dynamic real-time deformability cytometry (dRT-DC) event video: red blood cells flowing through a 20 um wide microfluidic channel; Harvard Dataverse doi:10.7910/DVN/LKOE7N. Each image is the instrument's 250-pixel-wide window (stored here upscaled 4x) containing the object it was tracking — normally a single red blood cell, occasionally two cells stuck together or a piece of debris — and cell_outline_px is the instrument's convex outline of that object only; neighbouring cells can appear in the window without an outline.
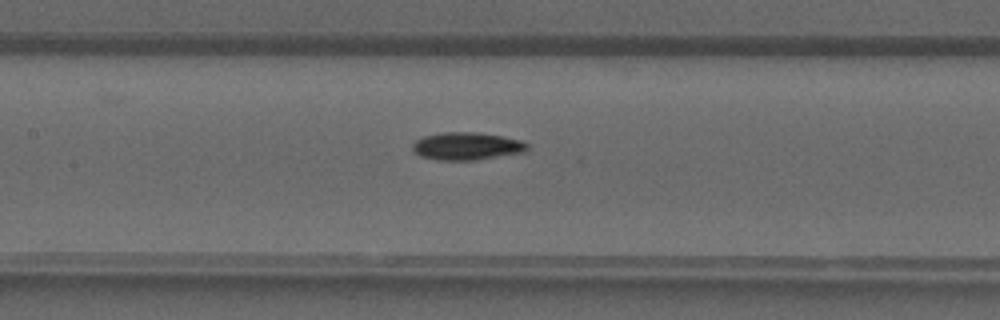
{"species": "common noctule bat (a hibernating species)", "species_latin": "Nyctalus noctula", "temperature_condition": "warm", "stored_images_in_passage": 32, "camera_frame_rate_fps": 3000, "um_per_image_px": 0.085, "animal": {"sex": "male", "forearm_length_mm": 52.5}, "frame": {"image": 1, "passage_image": 12, "time_ms": 3.667, "image_size_px": [1000, 320], "cell_outline_px": [[528, 148], [524, 152], [476, 160], [440, 160], [420, 156], [412, 148], [412, 144], [416, 140], [424, 136], [444, 132], [472, 132], [500, 136], [520, 140], [528, 144]], "centroid_in_image_um": [39.66, 12.43], "position_along_channel_um": 167.7, "area_um2": 18.26}}
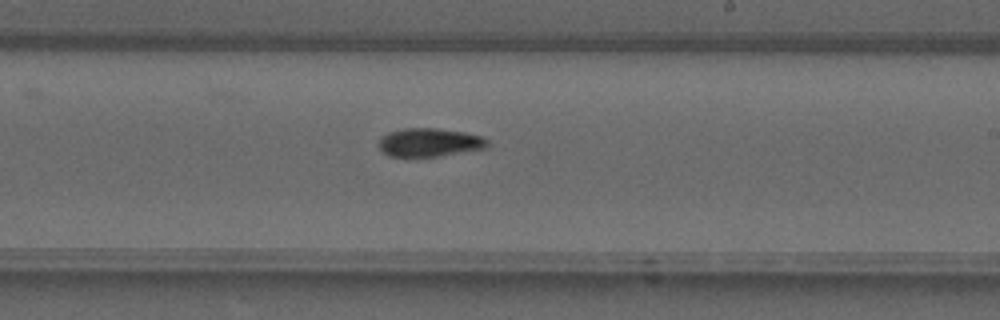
{"frame": {"image": 2, "passage_image": 17, "time_ms": 5.333, "image_size_px": [1000, 320], "cell_outline_px": [[488, 148], [440, 156], [388, 156], [380, 152], [380, 140], [388, 132], [404, 128], [436, 128], [464, 132], [480, 136], [488, 140]], "centroid_in_image_um": [36.52, 12.11], "position_along_channel_um": 252.5, "area_um2": 17.98}}
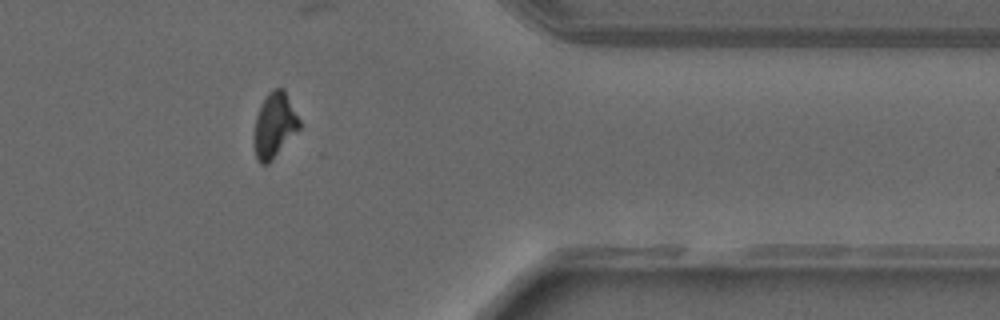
{"frame": {"image": 3, "passage_image": 26, "time_ms": 8.333, "image_size_px": [1000, 320], "cell_outline_px": [[300, 128], [272, 160], [268, 164], [260, 164], [256, 160], [252, 140], [252, 136], [256, 116], [268, 92], [272, 88], [284, 88], [300, 120]], "centroid_in_image_um": [23.3, 10.67], "position_along_channel_um": 388.1, "area_um2": 17.4}}